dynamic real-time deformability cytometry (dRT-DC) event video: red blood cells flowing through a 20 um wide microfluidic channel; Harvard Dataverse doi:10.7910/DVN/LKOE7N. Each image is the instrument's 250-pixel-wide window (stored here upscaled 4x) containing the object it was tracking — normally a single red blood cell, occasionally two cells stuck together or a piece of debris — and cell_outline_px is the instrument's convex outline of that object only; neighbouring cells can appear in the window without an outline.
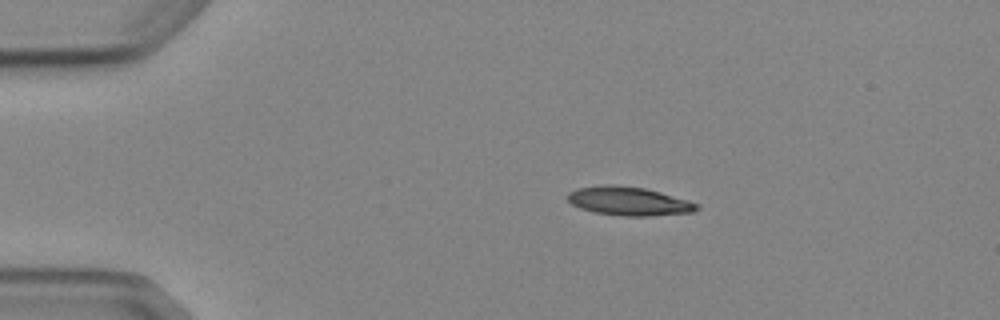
{"species": "Egyptian fruit bat (a non-hibernating species)", "species_latin": "Rousettus aegyptiacus", "temperature_condition": "cold", "stored_images_in_passage": 6, "camera_frame_rate_fps": 3000, "um_per_image_px": 0.085, "animal": {"sex": "female"}, "frame": {"image": 1, "passage_image": 2, "time_ms": 2.0, "image_size_px": [1000, 320], "cell_outline_px": [[700, 208], [692, 212], [652, 216], [624, 216], [592, 212], [580, 208], [572, 204], [568, 200], [568, 192], [576, 188], [608, 184], [612, 184], [644, 188], [660, 192], [688, 200], [700, 204]], "centroid_in_image_um": [53.45, 17.1], "position_along_channel_um": 31.5, "area_um2": 21.68}}
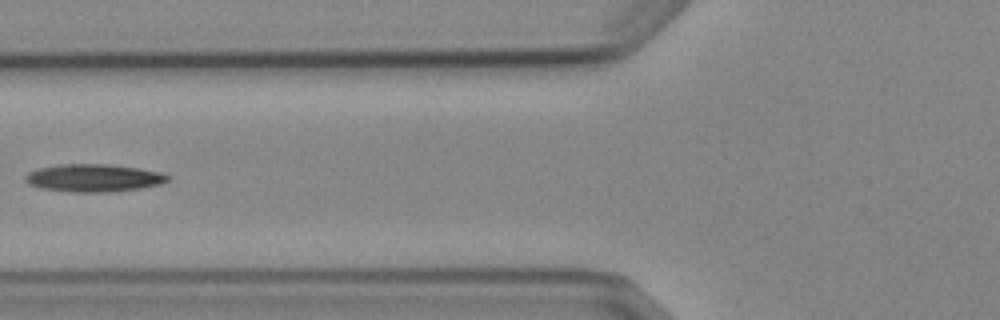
{"frame": {"image": 2, "passage_image": 5, "time_ms": 5.667, "image_size_px": [1000, 320], "cell_outline_px": [[172, 180], [160, 184], [140, 188], [108, 192], [72, 192], [40, 188], [28, 184], [24, 180], [24, 176], [28, 172], [40, 168], [60, 164], [108, 164], [140, 168], [160, 172], [172, 176]], "centroid_in_image_um": [7.99, 15.12], "position_along_channel_um": 117.8, "area_um2": 23.18}}
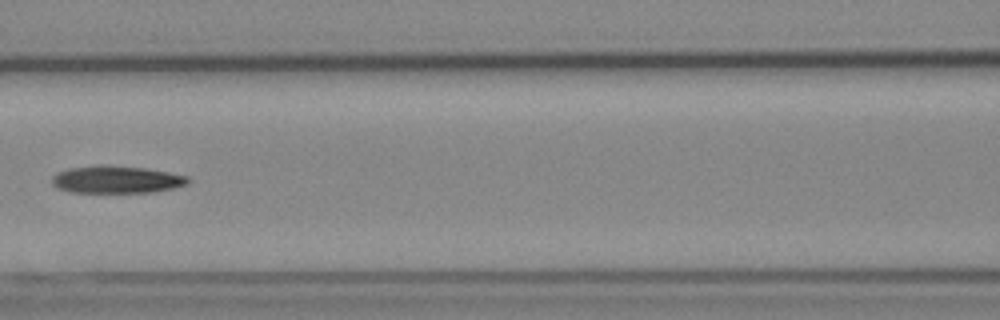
{"frame": {"image": 3, "passage_image": 6, "time_ms": 6.667, "image_size_px": [1000, 320], "cell_outline_px": [[192, 180], [188, 184], [172, 188], [152, 192], [72, 192], [56, 188], [52, 184], [52, 176], [56, 172], [68, 168], [96, 164], [108, 164], [144, 168], [168, 172], [188, 176]], "centroid_in_image_um": [9.87, 15.24], "position_along_channel_um": 156.7, "area_um2": 22.02}}